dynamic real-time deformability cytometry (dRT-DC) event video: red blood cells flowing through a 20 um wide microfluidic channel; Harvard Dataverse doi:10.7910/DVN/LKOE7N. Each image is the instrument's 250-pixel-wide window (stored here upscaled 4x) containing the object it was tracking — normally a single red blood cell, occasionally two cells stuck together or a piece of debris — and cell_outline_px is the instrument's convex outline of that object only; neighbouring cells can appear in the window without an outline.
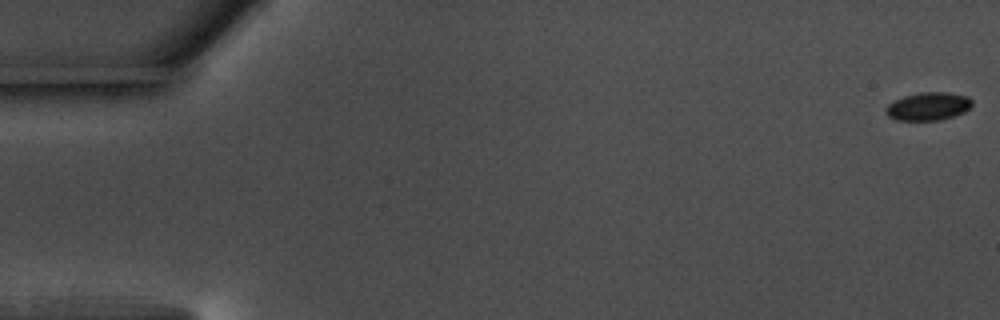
{"species": "common noctule bat (a hibernating species)", "species_latin": "Nyctalus noctula", "temperature_condition": "warm", "stored_images_in_passage": 57, "camera_frame_rate_fps": 3000, "um_per_image_px": 0.085, "animal": {"sex": "male", "body_mass_g": 17.5, "forearm_length_mm": 52.3}, "frame": {"image": 1, "passage_image": 1, "time_ms": 0.0, "image_size_px": [1000, 320], "cell_outline_px": [[972, 104], [964, 112], [940, 120], [896, 120], [888, 116], [884, 112], [884, 108], [888, 104], [904, 96], [920, 92], [948, 92], [968, 96], [972, 100]], "centroid_in_image_um": [78.88, 9.03], "position_along_channel_um": 6.1, "area_um2": 14.1}}
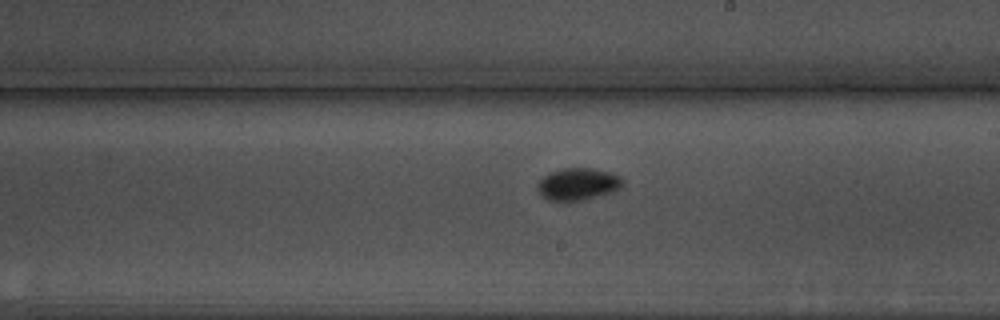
{"frame": {"image": 2, "passage_image": 33, "time_ms": 10.667, "image_size_px": [1000, 320], "cell_outline_px": [[624, 184], [620, 188], [612, 192], [580, 200], [548, 200], [540, 196], [536, 192], [536, 184], [544, 176], [552, 172], [564, 168], [592, 168], [608, 172], [620, 176], [624, 180]], "centroid_in_image_um": [49.1, 15.64], "position_along_channel_um": 239.9, "area_um2": 15.9}}
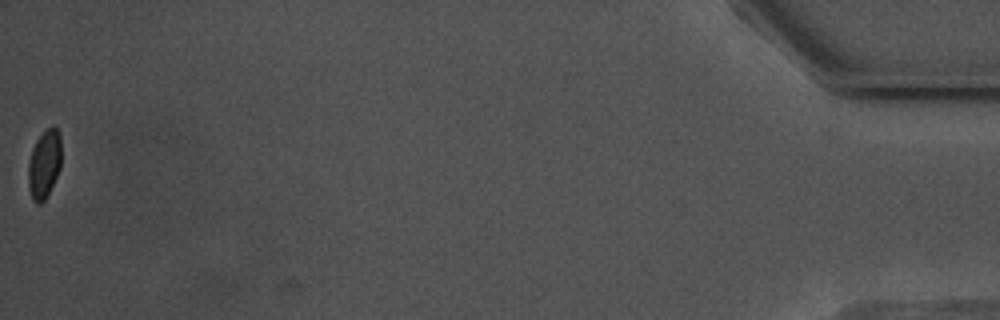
{"frame": {"image": 3, "passage_image": 57, "time_ms": 18.667, "image_size_px": [1000, 320], "cell_outline_px": [[60, 168], [44, 200], [40, 204], [36, 204], [32, 200], [28, 184], [28, 164], [32, 148], [36, 140], [52, 124], [60, 132]], "centroid_in_image_um": [3.74, 13.94], "position_along_channel_um": 431.5, "area_um2": 13.06}, "authors_computed_cell_mechanics": {"area_um2": 14.3344, "velocity_mm_per_s": 3.6462, "shape_relaxation_time_tau1_ms": 1.2634, "shape_relaxation_time_tau2_ms": null, "deformation_change_tau1": 0.071, "deformation_change_tau2": null}}